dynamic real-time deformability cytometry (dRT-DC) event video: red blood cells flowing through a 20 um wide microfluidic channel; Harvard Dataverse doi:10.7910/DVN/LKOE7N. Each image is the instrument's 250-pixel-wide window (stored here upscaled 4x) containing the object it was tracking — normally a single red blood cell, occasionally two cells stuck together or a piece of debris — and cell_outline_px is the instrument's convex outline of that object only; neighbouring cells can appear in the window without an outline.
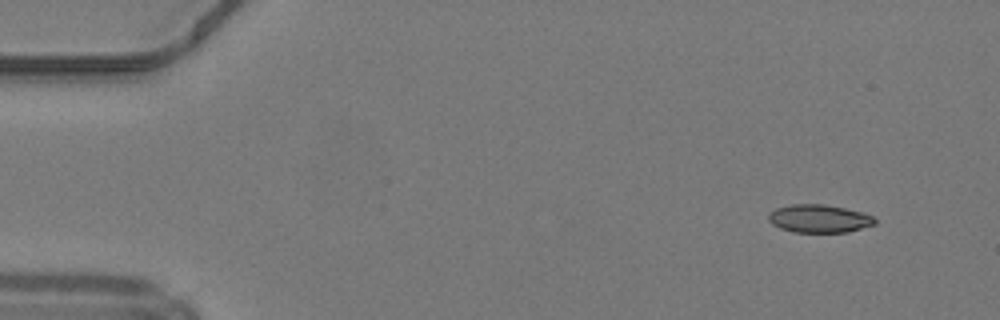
{"species": "common noctule bat (a hibernating species)", "species_latin": "Nyctalus noctula", "temperature_condition": "warm", "stored_images_in_passage": 46, "camera_frame_rate_fps": 3000, "um_per_image_px": 0.085, "animal": {"sex": "male", "body_mass_g": 19.2, "forearm_length_mm": 51.8}, "frame": {"image": 1, "passage_image": 1, "time_ms": 0.0, "image_size_px": [1000, 320], "cell_outline_px": [[876, 224], [848, 232], [792, 232], [780, 228], [772, 224], [768, 220], [768, 212], [776, 208], [792, 204], [824, 204], [844, 208], [860, 212], [872, 216], [876, 220]], "centroid_in_image_um": [69.59, 18.58], "position_along_channel_um": 15.4, "area_um2": 17.4}}
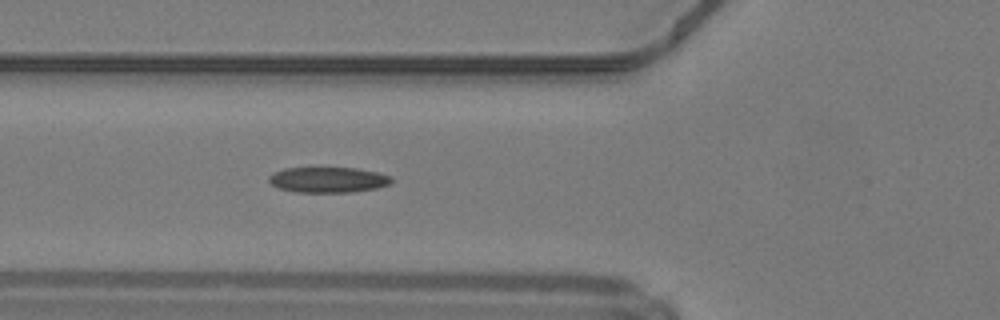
{"frame": {"image": 2, "passage_image": 15, "time_ms": 4.667, "image_size_px": [1000, 320], "cell_outline_px": [[392, 180], [388, 184], [376, 188], [348, 192], [296, 192], [280, 188], [272, 184], [268, 180], [268, 176], [284, 168], [356, 168], [376, 172], [392, 176]], "centroid_in_image_um": [27.88, 15.28], "position_along_channel_um": 97.9, "area_um2": 17.98}}
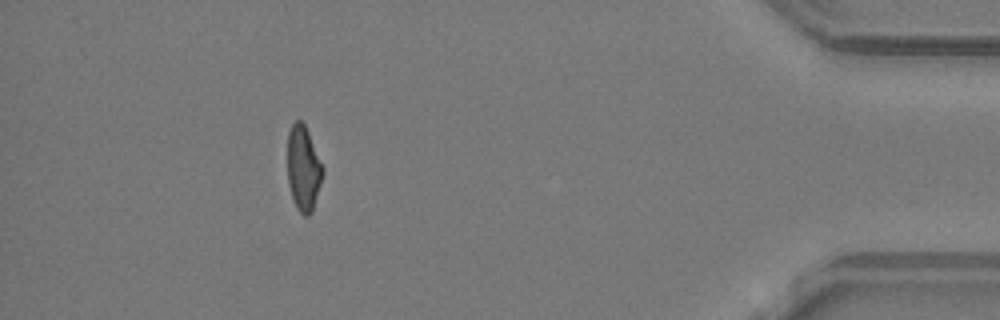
{"frame": {"image": 3, "passage_image": 41, "time_ms": 13.333, "image_size_px": [1000, 320], "cell_outline_px": [[324, 172], [312, 212], [308, 216], [304, 216], [296, 208], [288, 184], [288, 132], [292, 124], [296, 120], [300, 120], [304, 124], [308, 132], [324, 168]], "centroid_in_image_um": [25.79, 14.32], "position_along_channel_um": 409.4, "area_um2": 17.4}, "authors_computed_cell_mechanics": {"area_um2": 18.0914, "velocity_mm_per_s": 4.2376, "shape_relaxation_time_tau1_ms": 6.6716, "shape_relaxation_time_tau2_ms": 3.3037, "deformation_change_tau1": 0.1835, "deformation_change_tau2": 0.1149}}